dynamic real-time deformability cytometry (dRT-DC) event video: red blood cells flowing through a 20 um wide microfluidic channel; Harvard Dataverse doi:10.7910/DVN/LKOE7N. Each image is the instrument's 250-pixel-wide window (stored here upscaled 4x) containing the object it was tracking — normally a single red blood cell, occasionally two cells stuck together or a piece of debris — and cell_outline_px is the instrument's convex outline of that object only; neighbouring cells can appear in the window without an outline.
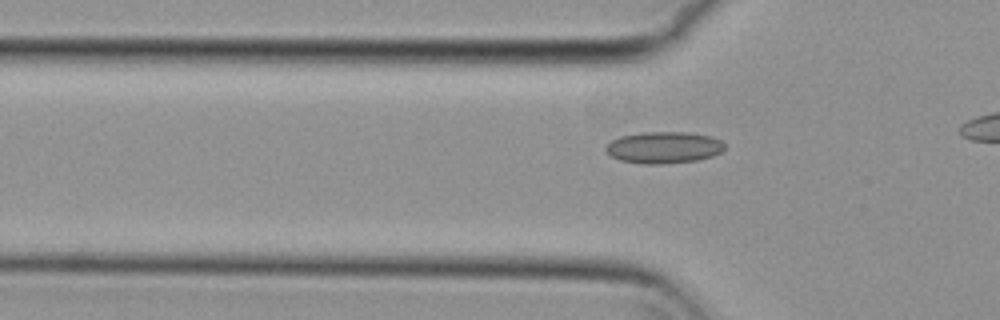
{"species": "common noctule bat (a hibernating species)", "species_latin": "Nyctalus noctula", "temperature_condition": "cold", "stored_images_in_passage": 15, "camera_frame_rate_fps": 3000, "um_per_image_px": 0.085, "animal": {"sex": "female", "body_mass_g": 29.2, "forearm_length_mm": 56.3}, "frame": {"image": 1, "passage_image": 5, "time_ms": 1.333, "image_size_px": [1000, 320], "cell_outline_px": [[724, 148], [720, 152], [712, 156], [696, 160], [664, 164], [644, 164], [620, 160], [612, 156], [604, 148], [612, 140], [620, 136], [640, 132], [688, 132], [712, 136], [720, 140], [724, 144]], "centroid_in_image_um": [56.42, 12.53], "position_along_channel_um": 69.4, "area_um2": 21.91}}
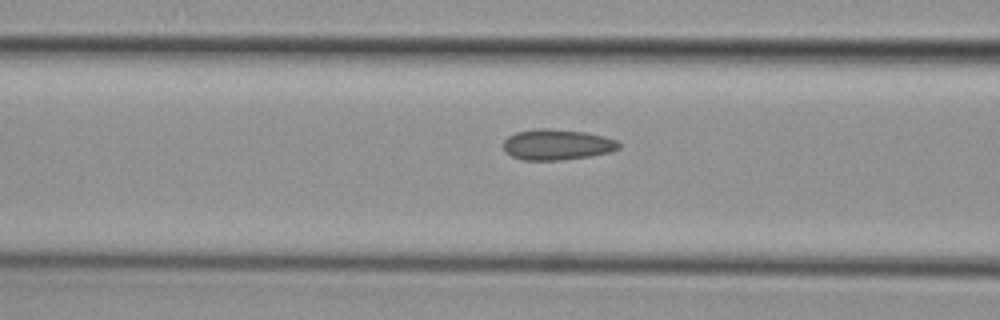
{"frame": {"image": 2, "passage_image": 9, "time_ms": 2.667, "image_size_px": [1000, 320], "cell_outline_px": [[620, 148], [608, 152], [588, 156], [560, 160], [524, 160], [512, 156], [504, 152], [504, 140], [508, 136], [516, 132], [536, 128], [548, 128], [584, 132], [604, 136], [616, 140], [620, 144]], "centroid_in_image_um": [47.31, 12.28], "position_along_channel_um": 119.3, "area_um2": 20.58}}